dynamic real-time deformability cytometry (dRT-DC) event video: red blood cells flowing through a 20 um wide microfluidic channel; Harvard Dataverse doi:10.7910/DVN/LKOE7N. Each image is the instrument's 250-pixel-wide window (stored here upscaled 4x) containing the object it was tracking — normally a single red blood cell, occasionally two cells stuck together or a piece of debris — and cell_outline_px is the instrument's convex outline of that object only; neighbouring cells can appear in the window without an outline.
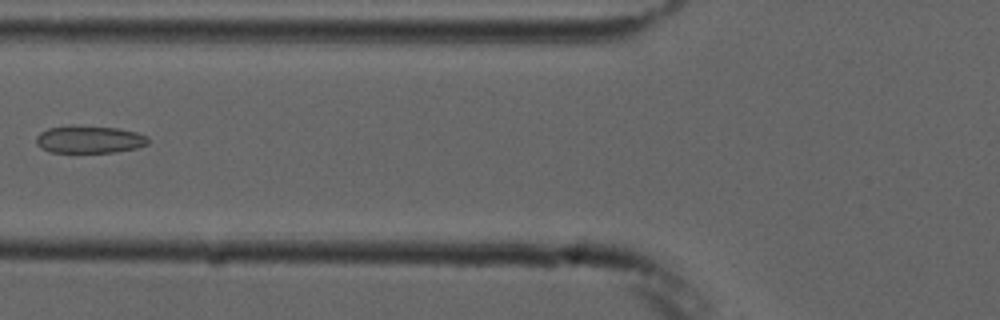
{"species": "common noctule bat (a hibernating species)", "species_latin": "Nyctalus noctula", "temperature_condition": "cold", "stored_images_in_passage": 7, "camera_frame_rate_fps": 3000, "um_per_image_px": 0.085, "animal": {"sex": "male", "forearm_length_mm": 52.5}, "frame": {"image": 1, "passage_image": 7, "time_ms": 7.667, "image_size_px": [1000, 320], "cell_outline_px": [[148, 144], [136, 148], [112, 152], [52, 152], [40, 148], [36, 144], [36, 136], [40, 132], [48, 128], [120, 128], [136, 132], [148, 136]], "centroid_in_image_um": [7.62, 11.89], "position_along_channel_um": 118.2, "area_um2": 17.17}}